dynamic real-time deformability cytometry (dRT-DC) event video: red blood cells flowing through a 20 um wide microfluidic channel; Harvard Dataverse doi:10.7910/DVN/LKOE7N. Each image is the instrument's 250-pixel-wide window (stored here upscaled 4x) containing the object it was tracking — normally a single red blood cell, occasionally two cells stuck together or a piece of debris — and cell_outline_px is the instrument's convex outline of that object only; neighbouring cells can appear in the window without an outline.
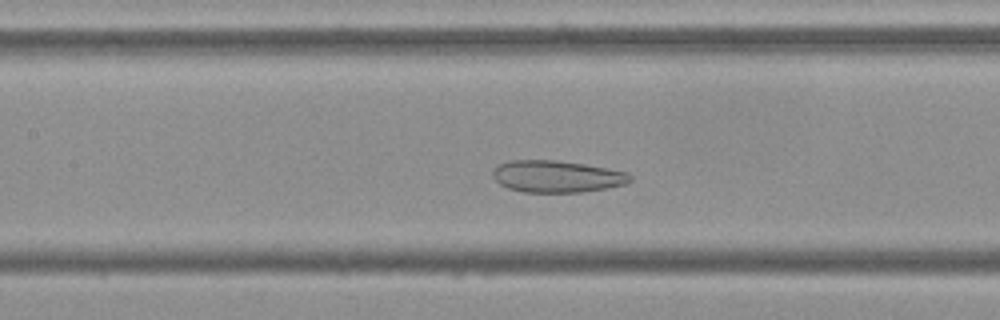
{"species": "Egyptian fruit bat (a non-hibernating species)", "species_latin": "Rousettus aegyptiacus", "temperature_condition": "cold", "stored_images_in_passage": 50, "camera_frame_rate_fps": 3000, "um_per_image_px": 0.085, "frame": {"image": 1, "passage_image": 20, "time_ms": 6.333, "image_size_px": [1000, 320], "cell_outline_px": [[632, 180], [628, 184], [580, 192], [524, 192], [508, 188], [500, 184], [492, 176], [492, 172], [500, 164], [508, 160], [556, 160], [584, 164], [628, 172], [632, 176]], "centroid_in_image_um": [47.34, 14.99], "position_along_channel_um": 160.1, "area_um2": 25.49}}
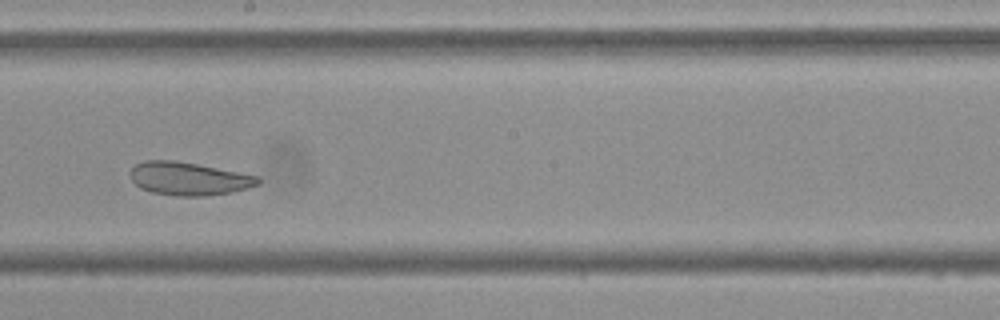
{"frame": {"image": 2, "passage_image": 26, "time_ms": 8.333, "image_size_px": [1000, 320], "cell_outline_px": [[260, 184], [248, 188], [232, 192], [208, 196], [176, 196], [152, 192], [140, 188], [128, 176], [128, 172], [136, 164], [144, 160], [176, 160], [256, 176], [260, 180]], "centroid_in_image_um": [15.99, 15.19], "position_along_channel_um": 232.2, "area_um2": 24.62}}
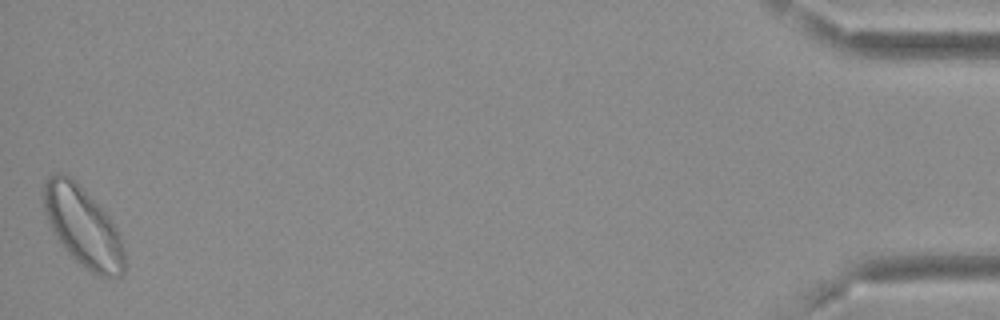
{"frame": {"image": 3, "passage_image": 50, "time_ms": 16.333, "image_size_px": [1000, 320], "cell_outline_px": [[124, 272], [120, 276], [100, 276], [84, 268], [68, 252], [56, 236], [44, 212], [44, 180], [52, 172], [56, 172], [68, 176], [76, 180], [108, 216], [116, 228], [120, 236], [124, 252]], "centroid_in_image_um": [7.04, 19.24], "position_along_channel_um": 428.2, "area_um2": 36.99}, "authors_computed_cell_mechanics": {"area_um2": 29.5069, "velocity_mm_per_s": 3.6236, "shape_relaxation_time_tau1_ms": null, "shape_relaxation_time_tau2_ms": 1.5576, "deformation_change_tau1": null, "deformation_change_tau2": 0.0673}}